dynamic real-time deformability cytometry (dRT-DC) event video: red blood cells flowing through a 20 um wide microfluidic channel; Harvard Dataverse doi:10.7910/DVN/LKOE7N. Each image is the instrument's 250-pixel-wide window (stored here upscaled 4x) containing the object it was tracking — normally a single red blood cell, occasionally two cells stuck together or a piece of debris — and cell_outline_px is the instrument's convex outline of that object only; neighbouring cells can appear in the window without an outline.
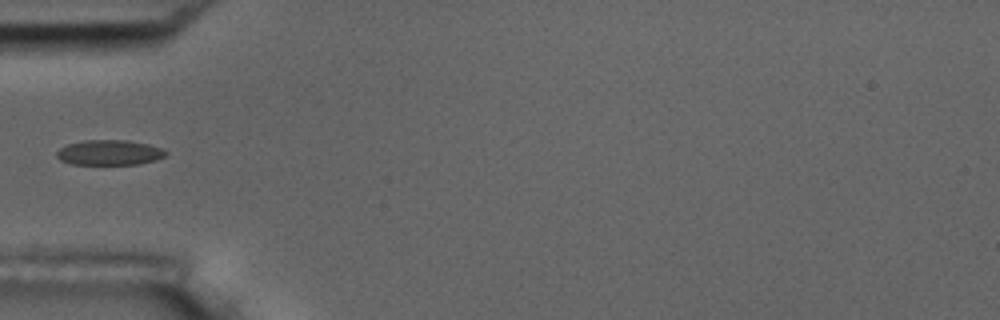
{"species": "common noctule bat (a hibernating species)", "species_latin": "Nyctalus noctula", "temperature_condition": "room temperature", "stored_images_in_passage": 6, "camera_frame_rate_fps": 3000, "um_per_image_px": 0.085, "animal": {"sex": "male", "body_mass_g": 17.5, "forearm_length_mm": 52.3}, "frame": {"image": 1, "passage_image": 3, "time_ms": 2.333, "image_size_px": [1000, 320], "cell_outline_px": [[168, 152], [164, 156], [156, 160], [140, 164], [72, 164], [60, 160], [56, 156], [56, 152], [60, 148], [68, 144], [84, 140], [128, 140], [148, 144], [164, 148]], "centroid_in_image_um": [9.32, 12.96], "position_along_channel_um": 75.7, "area_um2": 16.07}}
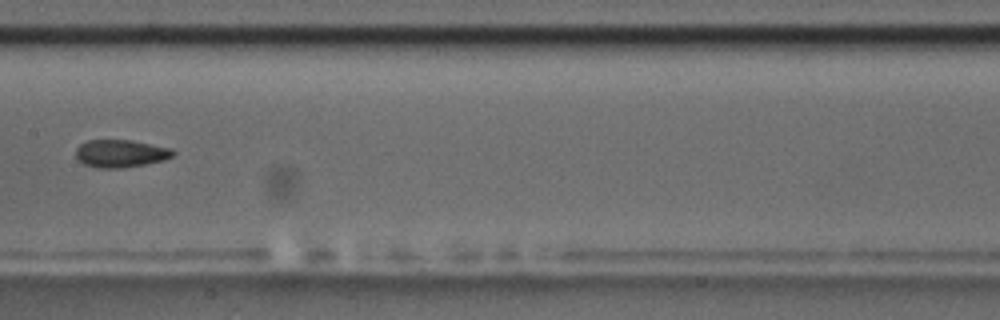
{"frame": {"image": 2, "passage_image": 6, "time_ms": 5.667, "image_size_px": [1000, 320], "cell_outline_px": [[176, 152], [172, 156], [164, 160], [124, 168], [96, 168], [84, 164], [76, 156], [76, 148], [80, 144], [88, 140], [132, 140], [172, 148]], "centroid_in_image_um": [10.26, 13.04], "position_along_channel_um": 197.1, "area_um2": 15.72}}